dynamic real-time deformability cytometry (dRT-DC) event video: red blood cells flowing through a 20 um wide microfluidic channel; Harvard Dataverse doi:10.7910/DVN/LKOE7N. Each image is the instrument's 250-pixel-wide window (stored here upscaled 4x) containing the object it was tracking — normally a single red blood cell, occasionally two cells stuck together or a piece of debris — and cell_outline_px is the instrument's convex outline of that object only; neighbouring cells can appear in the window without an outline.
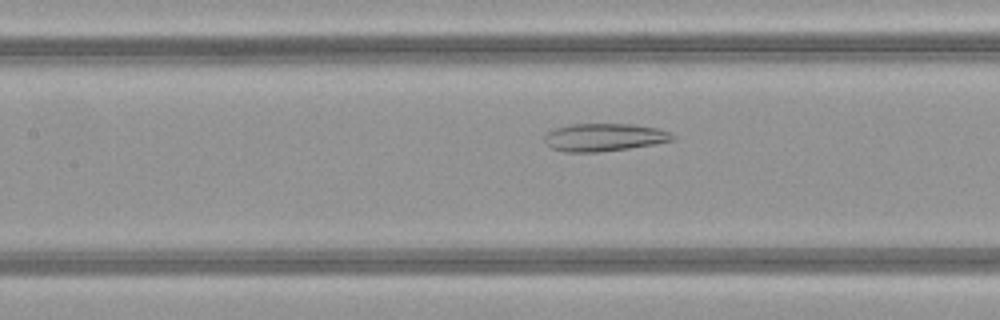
{"species": "common noctule bat (a hibernating species)", "species_latin": "Nyctalus noctula", "temperature_condition": "warm", "stored_images_in_passage": 49, "camera_frame_rate_fps": 3000, "um_per_image_px": 0.085, "animal": {"sex": "female", "body_mass_g": 21.9}, "frame": {"image": 1, "passage_image": 22, "time_ms": 7.0, "image_size_px": [1000, 320], "cell_outline_px": [[676, 136], [672, 140], [656, 144], [628, 148], [596, 152], [564, 152], [552, 148], [544, 140], [544, 132], [556, 128], [572, 124], [632, 124], [656, 128], [672, 132]], "centroid_in_image_um": [51.35, 11.67], "position_along_channel_um": 156.0, "area_um2": 20.75}}
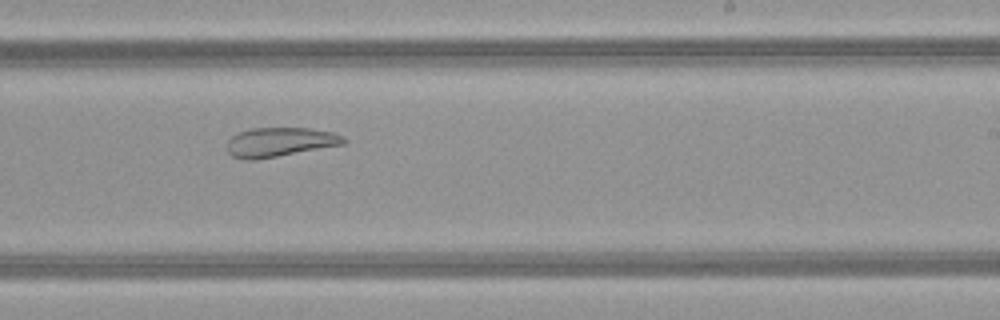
{"frame": {"image": 2, "passage_image": 30, "time_ms": 9.667, "image_size_px": [1000, 320], "cell_outline_px": [[348, 140], [344, 144], [276, 156], [252, 160], [244, 160], [232, 156], [228, 152], [228, 140], [232, 136], [240, 132], [252, 128], [308, 128], [332, 132], [344, 136]], "centroid_in_image_um": [23.79, 12.07], "position_along_channel_um": 265.2, "area_um2": 19.65}}
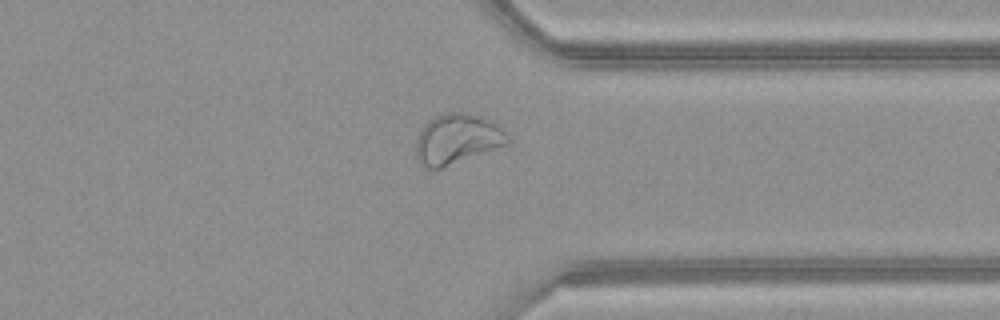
{"frame": {"image": 3, "passage_image": 38, "time_ms": 12.333, "image_size_px": [1000, 320], "cell_outline_px": [[512, 140], [508, 144], [440, 168], [428, 168], [420, 164], [416, 160], [416, 140], [424, 124], [428, 120], [436, 116], [448, 112], [464, 112], [480, 116], [492, 120], [500, 124]], "centroid_in_image_um": [38.88, 11.79], "position_along_channel_um": 372.5, "area_um2": 26.88}, "authors_computed_cell_mechanics": {"area_um2": 28.2642, "velocity_mm_per_s": 4.1091, "shape_relaxation_time_tau1_ms": null, "shape_relaxation_time_tau2_ms": 3.6653, "deformation_change_tau1": null, "deformation_change_tau2": 0.0834}}